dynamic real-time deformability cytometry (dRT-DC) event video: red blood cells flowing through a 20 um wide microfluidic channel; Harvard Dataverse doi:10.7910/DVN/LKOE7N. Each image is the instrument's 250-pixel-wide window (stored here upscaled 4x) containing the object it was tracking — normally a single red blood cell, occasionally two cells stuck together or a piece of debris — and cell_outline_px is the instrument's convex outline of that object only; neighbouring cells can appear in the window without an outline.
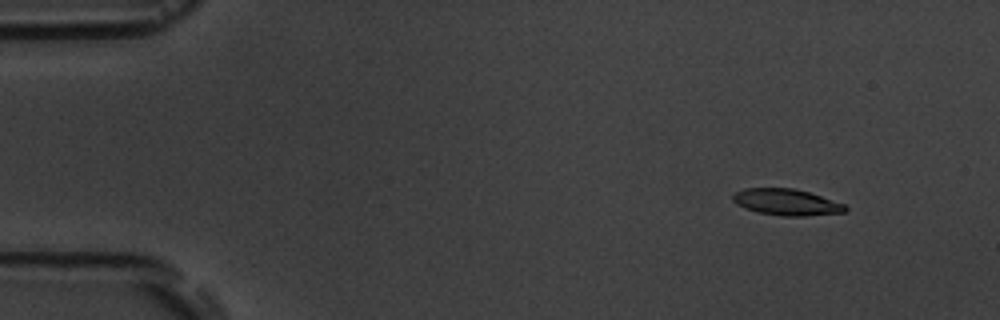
{"species": "common noctule bat (a hibernating species)", "species_latin": "Nyctalus noctula", "temperature_condition": "room temperature", "stored_images_in_passage": 5, "camera_frame_rate_fps": 3000, "um_per_image_px": 0.085, "animal": {"sex": "male", "body_mass_g": 19.5, "forearm_length_mm": 54.6}, "frame": {"image": 1, "passage_image": 2, "time_ms": 1.333, "image_size_px": [1000, 320], "cell_outline_px": [[848, 208], [844, 212], [804, 216], [784, 216], [760, 212], [744, 208], [736, 204], [732, 200], [732, 196], [736, 192], [744, 188], [792, 188], [808, 192], [844, 204]], "centroid_in_image_um": [66.82, 17.18], "position_along_channel_um": 18.2, "area_um2": 17.05}}
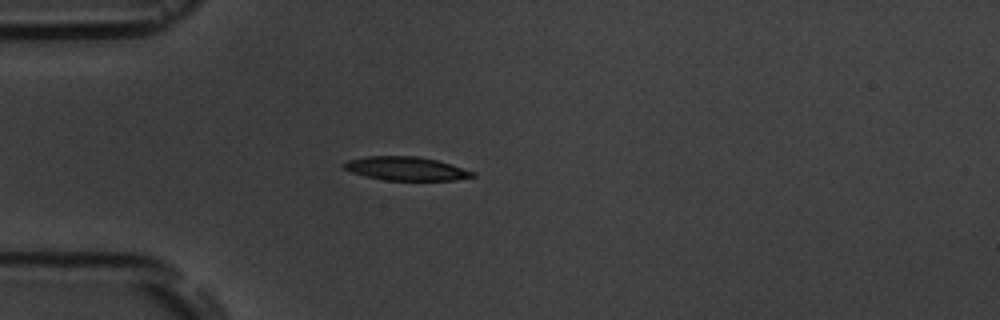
{"frame": {"image": 2, "passage_image": 5, "time_ms": 4.667, "image_size_px": [1000, 320], "cell_outline_px": [[476, 176], [456, 180], [384, 180], [364, 176], [352, 172], [344, 168], [344, 164], [348, 160], [368, 156], [416, 156], [436, 160], [452, 164], [476, 172]], "centroid_in_image_um": [34.56, 14.33], "position_along_channel_um": 50.4, "area_um2": 17.69}}